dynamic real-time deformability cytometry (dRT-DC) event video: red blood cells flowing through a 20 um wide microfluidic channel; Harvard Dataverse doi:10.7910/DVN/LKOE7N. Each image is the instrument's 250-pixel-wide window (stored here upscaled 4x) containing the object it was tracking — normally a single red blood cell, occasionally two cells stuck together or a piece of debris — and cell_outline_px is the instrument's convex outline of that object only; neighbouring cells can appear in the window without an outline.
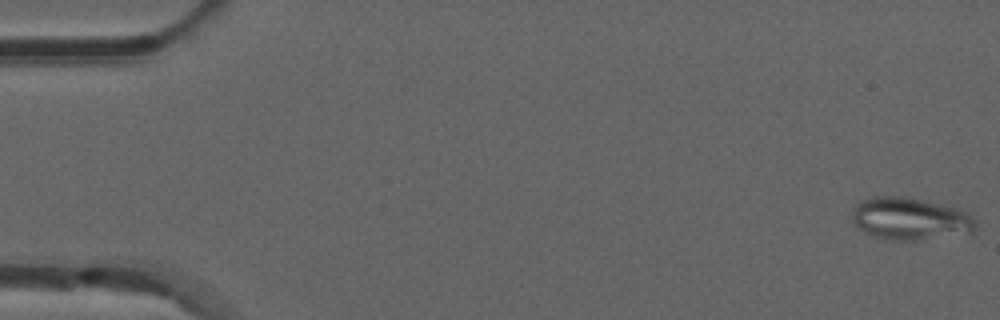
{"species": "common noctule bat (a hibernating species)", "species_latin": "Nyctalus noctula", "temperature_condition": "room temperature", "stored_images_in_passage": 53, "camera_frame_rate_fps": 3000, "um_per_image_px": 0.085, "animal": {"sex": "male", "forearm_length_mm": 52.5}, "frame": {"image": 1, "passage_image": 1, "time_ms": 0.0, "image_size_px": [1000, 320], "cell_outline_px": [[976, 228], [972, 232], [916, 240], [884, 240], [872, 236], [860, 228], [852, 220], [852, 208], [860, 200], [872, 196], [904, 196], [924, 200], [956, 208], [968, 212], [976, 220]], "centroid_in_image_um": [77.33, 18.58], "position_along_channel_um": 7.7, "area_um2": 30.58}}
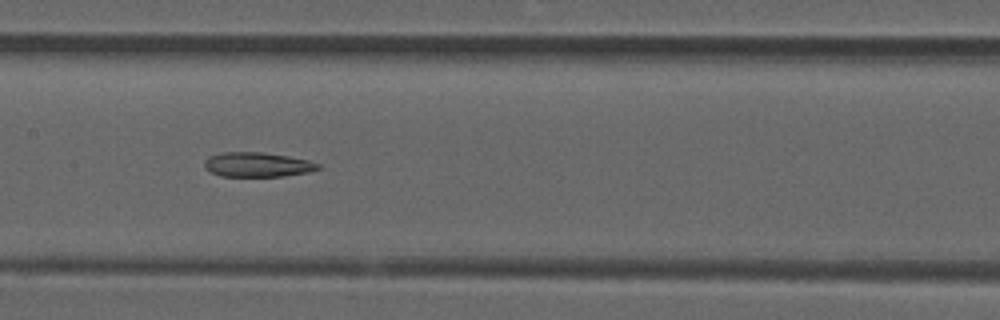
{"frame": {"image": 2, "passage_image": 26, "time_ms": 8.333, "image_size_px": [1000, 320], "cell_outline_px": [[320, 168], [308, 172], [284, 176], [220, 176], [204, 168], [204, 160], [208, 156], [224, 152], [260, 152], [288, 156], [308, 160], [320, 164]], "centroid_in_image_um": [21.85, 13.99], "position_along_channel_um": 185.5, "area_um2": 16.24}}
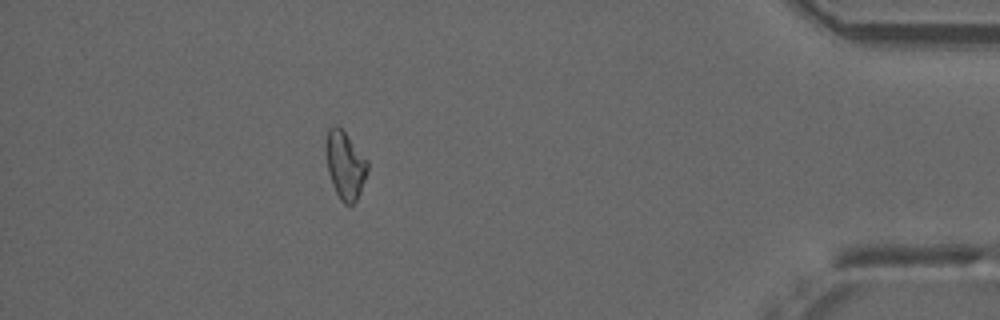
{"frame": {"image": 3, "passage_image": 47, "time_ms": 15.333, "image_size_px": [1000, 320], "cell_outline_px": [[368, 168], [360, 192], [356, 200], [352, 204], [344, 204], [340, 200], [332, 184], [328, 172], [324, 148], [324, 140], [328, 128], [336, 124], [348, 136], [368, 160]], "centroid_in_image_um": [29.3, 14.0], "position_along_channel_um": 405.9, "area_um2": 16.59}, "authors_computed_cell_mechanics": {"area_um2": 17.051, "velocity_mm_per_s": 3.8748, "shape_relaxation_time_tau1_ms": null, "shape_relaxation_time_tau2_ms": 7.5686, "deformation_change_tau1": null, "deformation_change_tau2": 0.1806}}